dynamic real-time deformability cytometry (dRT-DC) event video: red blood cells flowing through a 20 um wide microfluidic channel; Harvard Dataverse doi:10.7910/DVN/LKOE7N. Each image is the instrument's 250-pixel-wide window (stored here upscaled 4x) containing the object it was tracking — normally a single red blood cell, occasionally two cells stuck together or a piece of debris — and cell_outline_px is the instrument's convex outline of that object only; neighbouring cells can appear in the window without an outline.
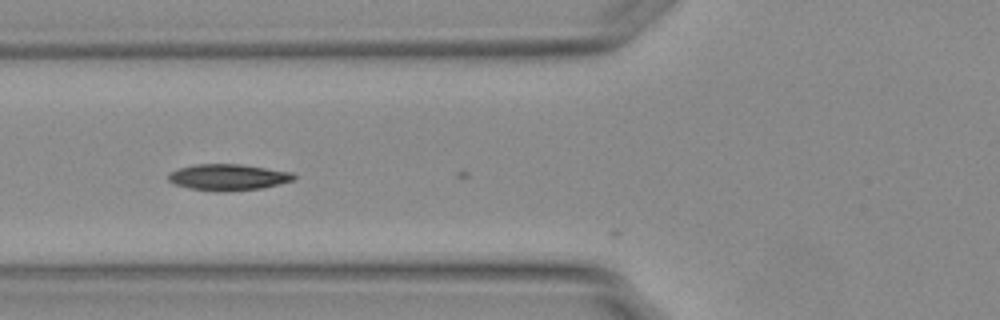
{"species": "Egyptian fruit bat (a non-hibernating species)", "species_latin": "Rousettus aegyptiacus", "temperature_condition": "warm", "stored_images_in_passage": 5, "camera_frame_rate_fps": 3000, "um_per_image_px": 0.085, "animal": {"sex": "female"}, "frame": {"image": 1, "passage_image": 4, "time_ms": 1.0, "image_size_px": [1000, 320], "cell_outline_px": [[296, 180], [280, 184], [260, 188], [224, 192], [216, 192], [188, 188], [172, 184], [168, 180], [168, 176], [172, 172], [180, 168], [196, 164], [240, 164], [292, 172], [296, 176]], "centroid_in_image_um": [19.4, 15.07], "position_along_channel_um": 106.4, "area_um2": 19.31}}